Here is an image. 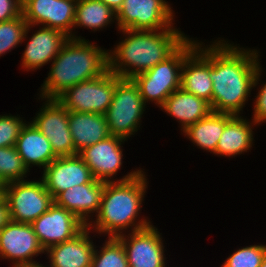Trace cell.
Segmentation results:
<instances>
[{
	"instance_id": "cell-26",
	"label": "cell",
	"mask_w": 266,
	"mask_h": 267,
	"mask_svg": "<svg viewBox=\"0 0 266 267\" xmlns=\"http://www.w3.org/2000/svg\"><path fill=\"white\" fill-rule=\"evenodd\" d=\"M104 241L95 246L91 267H129L122 242L117 237H106Z\"/></svg>"
},
{
	"instance_id": "cell-7",
	"label": "cell",
	"mask_w": 266,
	"mask_h": 267,
	"mask_svg": "<svg viewBox=\"0 0 266 267\" xmlns=\"http://www.w3.org/2000/svg\"><path fill=\"white\" fill-rule=\"evenodd\" d=\"M30 180L3 185L2 195L7 201L12 221L31 224L54 203L41 178Z\"/></svg>"
},
{
	"instance_id": "cell-10",
	"label": "cell",
	"mask_w": 266,
	"mask_h": 267,
	"mask_svg": "<svg viewBox=\"0 0 266 267\" xmlns=\"http://www.w3.org/2000/svg\"><path fill=\"white\" fill-rule=\"evenodd\" d=\"M44 254L31 224L10 220L0 231V259L11 262L10 267H40L35 259Z\"/></svg>"
},
{
	"instance_id": "cell-33",
	"label": "cell",
	"mask_w": 266,
	"mask_h": 267,
	"mask_svg": "<svg viewBox=\"0 0 266 267\" xmlns=\"http://www.w3.org/2000/svg\"><path fill=\"white\" fill-rule=\"evenodd\" d=\"M24 118L20 117V114L0 115V148L16 145L20 131L27 122Z\"/></svg>"
},
{
	"instance_id": "cell-2",
	"label": "cell",
	"mask_w": 266,
	"mask_h": 267,
	"mask_svg": "<svg viewBox=\"0 0 266 267\" xmlns=\"http://www.w3.org/2000/svg\"><path fill=\"white\" fill-rule=\"evenodd\" d=\"M119 43L108 49V70L120 78L135 75L155 67L170 57L190 36L173 26L162 30H118Z\"/></svg>"
},
{
	"instance_id": "cell-36",
	"label": "cell",
	"mask_w": 266,
	"mask_h": 267,
	"mask_svg": "<svg viewBox=\"0 0 266 267\" xmlns=\"http://www.w3.org/2000/svg\"><path fill=\"white\" fill-rule=\"evenodd\" d=\"M105 5L109 6L114 12H118L124 0H100Z\"/></svg>"
},
{
	"instance_id": "cell-6",
	"label": "cell",
	"mask_w": 266,
	"mask_h": 267,
	"mask_svg": "<svg viewBox=\"0 0 266 267\" xmlns=\"http://www.w3.org/2000/svg\"><path fill=\"white\" fill-rule=\"evenodd\" d=\"M147 107L134 81L121 78L115 84L112 102L104 114L110 135L126 141L134 137L142 129L141 119Z\"/></svg>"
},
{
	"instance_id": "cell-20",
	"label": "cell",
	"mask_w": 266,
	"mask_h": 267,
	"mask_svg": "<svg viewBox=\"0 0 266 267\" xmlns=\"http://www.w3.org/2000/svg\"><path fill=\"white\" fill-rule=\"evenodd\" d=\"M255 127L258 125L252 119L245 118L243 115H233L227 121L213 155L234 158L251 151L255 145L253 131Z\"/></svg>"
},
{
	"instance_id": "cell-21",
	"label": "cell",
	"mask_w": 266,
	"mask_h": 267,
	"mask_svg": "<svg viewBox=\"0 0 266 267\" xmlns=\"http://www.w3.org/2000/svg\"><path fill=\"white\" fill-rule=\"evenodd\" d=\"M15 147L29 171L32 167L44 170L57 158L48 138L31 121L22 127Z\"/></svg>"
},
{
	"instance_id": "cell-13",
	"label": "cell",
	"mask_w": 266,
	"mask_h": 267,
	"mask_svg": "<svg viewBox=\"0 0 266 267\" xmlns=\"http://www.w3.org/2000/svg\"><path fill=\"white\" fill-rule=\"evenodd\" d=\"M117 238L125 248L129 267H167L165 239L155 225Z\"/></svg>"
},
{
	"instance_id": "cell-19",
	"label": "cell",
	"mask_w": 266,
	"mask_h": 267,
	"mask_svg": "<svg viewBox=\"0 0 266 267\" xmlns=\"http://www.w3.org/2000/svg\"><path fill=\"white\" fill-rule=\"evenodd\" d=\"M105 183L93 178L89 183L75 185L61 192L54 202L87 225L99 211Z\"/></svg>"
},
{
	"instance_id": "cell-14",
	"label": "cell",
	"mask_w": 266,
	"mask_h": 267,
	"mask_svg": "<svg viewBox=\"0 0 266 267\" xmlns=\"http://www.w3.org/2000/svg\"><path fill=\"white\" fill-rule=\"evenodd\" d=\"M35 27L38 30L32 29ZM29 33L32 34L29 36ZM68 38L67 35L57 29L28 24L23 36V42L26 41L23 45L26 46L20 61L22 71L34 72L52 62Z\"/></svg>"
},
{
	"instance_id": "cell-28",
	"label": "cell",
	"mask_w": 266,
	"mask_h": 267,
	"mask_svg": "<svg viewBox=\"0 0 266 267\" xmlns=\"http://www.w3.org/2000/svg\"><path fill=\"white\" fill-rule=\"evenodd\" d=\"M27 25L23 15L0 23V57L22 45Z\"/></svg>"
},
{
	"instance_id": "cell-29",
	"label": "cell",
	"mask_w": 266,
	"mask_h": 267,
	"mask_svg": "<svg viewBox=\"0 0 266 267\" xmlns=\"http://www.w3.org/2000/svg\"><path fill=\"white\" fill-rule=\"evenodd\" d=\"M77 0H53L50 28L57 29L73 39Z\"/></svg>"
},
{
	"instance_id": "cell-12",
	"label": "cell",
	"mask_w": 266,
	"mask_h": 267,
	"mask_svg": "<svg viewBox=\"0 0 266 267\" xmlns=\"http://www.w3.org/2000/svg\"><path fill=\"white\" fill-rule=\"evenodd\" d=\"M41 103L31 122L48 138L57 157L78 155L68 123V110L57 99L37 97Z\"/></svg>"
},
{
	"instance_id": "cell-22",
	"label": "cell",
	"mask_w": 266,
	"mask_h": 267,
	"mask_svg": "<svg viewBox=\"0 0 266 267\" xmlns=\"http://www.w3.org/2000/svg\"><path fill=\"white\" fill-rule=\"evenodd\" d=\"M68 123L77 154L110 136L103 114L68 111Z\"/></svg>"
},
{
	"instance_id": "cell-27",
	"label": "cell",
	"mask_w": 266,
	"mask_h": 267,
	"mask_svg": "<svg viewBox=\"0 0 266 267\" xmlns=\"http://www.w3.org/2000/svg\"><path fill=\"white\" fill-rule=\"evenodd\" d=\"M31 173L15 146L0 148V184L22 181Z\"/></svg>"
},
{
	"instance_id": "cell-17",
	"label": "cell",
	"mask_w": 266,
	"mask_h": 267,
	"mask_svg": "<svg viewBox=\"0 0 266 267\" xmlns=\"http://www.w3.org/2000/svg\"><path fill=\"white\" fill-rule=\"evenodd\" d=\"M41 174L45 188L53 199L70 187L89 183L94 178L79 155L57 157Z\"/></svg>"
},
{
	"instance_id": "cell-25",
	"label": "cell",
	"mask_w": 266,
	"mask_h": 267,
	"mask_svg": "<svg viewBox=\"0 0 266 267\" xmlns=\"http://www.w3.org/2000/svg\"><path fill=\"white\" fill-rule=\"evenodd\" d=\"M116 24L117 31V18L116 12H114L109 6L105 5L100 0H77L75 21L73 26V39H85V37L78 36L76 28L82 27L87 30L103 31L111 24ZM76 31V32H75Z\"/></svg>"
},
{
	"instance_id": "cell-3",
	"label": "cell",
	"mask_w": 266,
	"mask_h": 267,
	"mask_svg": "<svg viewBox=\"0 0 266 267\" xmlns=\"http://www.w3.org/2000/svg\"><path fill=\"white\" fill-rule=\"evenodd\" d=\"M144 170L130 180L105 183L99 211L86 225L93 233L117 237L153 224L148 216L140 215L149 184Z\"/></svg>"
},
{
	"instance_id": "cell-16",
	"label": "cell",
	"mask_w": 266,
	"mask_h": 267,
	"mask_svg": "<svg viewBox=\"0 0 266 267\" xmlns=\"http://www.w3.org/2000/svg\"><path fill=\"white\" fill-rule=\"evenodd\" d=\"M198 40L196 47L184 58L181 88L207 101L211 107L213 82L210 78V44Z\"/></svg>"
},
{
	"instance_id": "cell-31",
	"label": "cell",
	"mask_w": 266,
	"mask_h": 267,
	"mask_svg": "<svg viewBox=\"0 0 266 267\" xmlns=\"http://www.w3.org/2000/svg\"><path fill=\"white\" fill-rule=\"evenodd\" d=\"M53 0H22V15L27 24L50 27Z\"/></svg>"
},
{
	"instance_id": "cell-35",
	"label": "cell",
	"mask_w": 266,
	"mask_h": 267,
	"mask_svg": "<svg viewBox=\"0 0 266 267\" xmlns=\"http://www.w3.org/2000/svg\"><path fill=\"white\" fill-rule=\"evenodd\" d=\"M10 220L9 207L6 199L2 195L0 197V231L8 224Z\"/></svg>"
},
{
	"instance_id": "cell-8",
	"label": "cell",
	"mask_w": 266,
	"mask_h": 267,
	"mask_svg": "<svg viewBox=\"0 0 266 267\" xmlns=\"http://www.w3.org/2000/svg\"><path fill=\"white\" fill-rule=\"evenodd\" d=\"M121 78L107 70L103 75L80 82L62 93L57 100L68 111L105 114L110 106L115 84Z\"/></svg>"
},
{
	"instance_id": "cell-4",
	"label": "cell",
	"mask_w": 266,
	"mask_h": 267,
	"mask_svg": "<svg viewBox=\"0 0 266 267\" xmlns=\"http://www.w3.org/2000/svg\"><path fill=\"white\" fill-rule=\"evenodd\" d=\"M89 39H72L62 45L50 63L36 97L57 99L68 88L95 79L108 70V49Z\"/></svg>"
},
{
	"instance_id": "cell-15",
	"label": "cell",
	"mask_w": 266,
	"mask_h": 267,
	"mask_svg": "<svg viewBox=\"0 0 266 267\" xmlns=\"http://www.w3.org/2000/svg\"><path fill=\"white\" fill-rule=\"evenodd\" d=\"M31 225L44 250L74 238L86 227L75 214L55 202Z\"/></svg>"
},
{
	"instance_id": "cell-11",
	"label": "cell",
	"mask_w": 266,
	"mask_h": 267,
	"mask_svg": "<svg viewBox=\"0 0 266 267\" xmlns=\"http://www.w3.org/2000/svg\"><path fill=\"white\" fill-rule=\"evenodd\" d=\"M125 142L128 141L110 135L108 138L83 149L78 155L89 167L94 179L105 182L127 181L138 175L143 168L131 169L132 171H127L126 175L119 176V179L116 177L124 166L123 144Z\"/></svg>"
},
{
	"instance_id": "cell-34",
	"label": "cell",
	"mask_w": 266,
	"mask_h": 267,
	"mask_svg": "<svg viewBox=\"0 0 266 267\" xmlns=\"http://www.w3.org/2000/svg\"><path fill=\"white\" fill-rule=\"evenodd\" d=\"M22 15V0H0V23Z\"/></svg>"
},
{
	"instance_id": "cell-24",
	"label": "cell",
	"mask_w": 266,
	"mask_h": 267,
	"mask_svg": "<svg viewBox=\"0 0 266 267\" xmlns=\"http://www.w3.org/2000/svg\"><path fill=\"white\" fill-rule=\"evenodd\" d=\"M232 116L233 114L211 111L206 117L190 125L181 134H184V138L189 139L203 152L214 154L225 125Z\"/></svg>"
},
{
	"instance_id": "cell-38",
	"label": "cell",
	"mask_w": 266,
	"mask_h": 267,
	"mask_svg": "<svg viewBox=\"0 0 266 267\" xmlns=\"http://www.w3.org/2000/svg\"><path fill=\"white\" fill-rule=\"evenodd\" d=\"M2 189L3 187H0V197L2 196Z\"/></svg>"
},
{
	"instance_id": "cell-23",
	"label": "cell",
	"mask_w": 266,
	"mask_h": 267,
	"mask_svg": "<svg viewBox=\"0 0 266 267\" xmlns=\"http://www.w3.org/2000/svg\"><path fill=\"white\" fill-rule=\"evenodd\" d=\"M160 109L168 116L177 119L181 133L212 111L207 101L182 88L174 91Z\"/></svg>"
},
{
	"instance_id": "cell-37",
	"label": "cell",
	"mask_w": 266,
	"mask_h": 267,
	"mask_svg": "<svg viewBox=\"0 0 266 267\" xmlns=\"http://www.w3.org/2000/svg\"><path fill=\"white\" fill-rule=\"evenodd\" d=\"M260 267H266V256L263 258V261Z\"/></svg>"
},
{
	"instance_id": "cell-32",
	"label": "cell",
	"mask_w": 266,
	"mask_h": 267,
	"mask_svg": "<svg viewBox=\"0 0 266 267\" xmlns=\"http://www.w3.org/2000/svg\"><path fill=\"white\" fill-rule=\"evenodd\" d=\"M259 59L255 78H254V83H253V88L257 90L258 92L252 98L251 100L253 101V109H252V120L260 126L263 123H266V82L262 80L263 73L265 72L264 69L261 65ZM263 72V73H262ZM260 82V83H259ZM256 88V89H255Z\"/></svg>"
},
{
	"instance_id": "cell-30",
	"label": "cell",
	"mask_w": 266,
	"mask_h": 267,
	"mask_svg": "<svg viewBox=\"0 0 266 267\" xmlns=\"http://www.w3.org/2000/svg\"><path fill=\"white\" fill-rule=\"evenodd\" d=\"M265 256V244L241 246L225 258L220 267H260Z\"/></svg>"
},
{
	"instance_id": "cell-18",
	"label": "cell",
	"mask_w": 266,
	"mask_h": 267,
	"mask_svg": "<svg viewBox=\"0 0 266 267\" xmlns=\"http://www.w3.org/2000/svg\"><path fill=\"white\" fill-rule=\"evenodd\" d=\"M87 226L74 238L55 244L45 250L48 262L43 267H91L92 257L96 242L93 237H98ZM92 236V237H91ZM49 263V264H47Z\"/></svg>"
},
{
	"instance_id": "cell-1",
	"label": "cell",
	"mask_w": 266,
	"mask_h": 267,
	"mask_svg": "<svg viewBox=\"0 0 266 267\" xmlns=\"http://www.w3.org/2000/svg\"><path fill=\"white\" fill-rule=\"evenodd\" d=\"M210 42L213 112L242 115L251 97L261 49L240 47L228 39ZM232 42V43H231ZM261 57V58H260Z\"/></svg>"
},
{
	"instance_id": "cell-5",
	"label": "cell",
	"mask_w": 266,
	"mask_h": 267,
	"mask_svg": "<svg viewBox=\"0 0 266 267\" xmlns=\"http://www.w3.org/2000/svg\"><path fill=\"white\" fill-rule=\"evenodd\" d=\"M196 43L197 38L189 37L166 60L131 78L138 86L146 105L153 103L160 108L174 91L181 88V69L184 58L196 47Z\"/></svg>"
},
{
	"instance_id": "cell-9",
	"label": "cell",
	"mask_w": 266,
	"mask_h": 267,
	"mask_svg": "<svg viewBox=\"0 0 266 267\" xmlns=\"http://www.w3.org/2000/svg\"><path fill=\"white\" fill-rule=\"evenodd\" d=\"M175 11L167 0H124L116 13L119 30H162L175 26Z\"/></svg>"
}]
</instances>
